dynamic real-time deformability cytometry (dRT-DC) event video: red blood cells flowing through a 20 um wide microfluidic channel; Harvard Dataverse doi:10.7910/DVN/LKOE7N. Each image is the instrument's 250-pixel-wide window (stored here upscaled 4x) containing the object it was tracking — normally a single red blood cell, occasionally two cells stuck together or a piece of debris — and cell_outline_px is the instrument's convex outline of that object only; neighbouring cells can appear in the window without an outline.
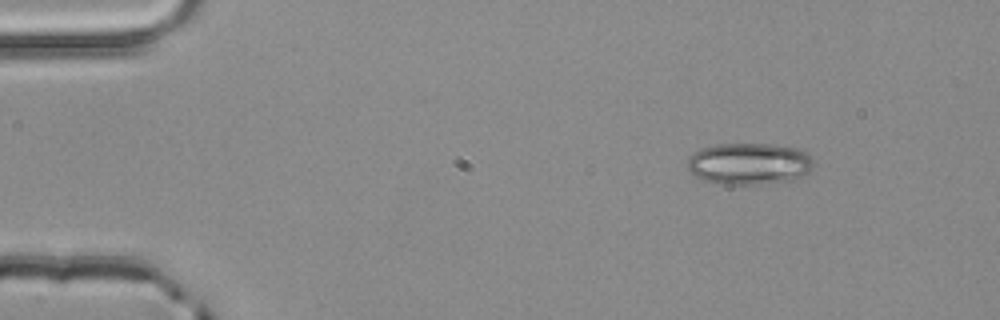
{"species": "common noctule bat (a hibernating species)", "species_latin": "Nyctalus noctula", "temperature_condition": "room temperature", "stored_images_in_passage": 3, "camera_frame_rate_fps": 3000, "um_per_image_px": 0.085, "animal": {"sex": "male", "body_mass_g": 20.4}, "frame": {"image": 1, "passage_image": 1, "time_ms": 0.0, "image_size_px": [1000, 320], "cell_outline_px": [[812, 168], [808, 172], [792, 180], [756, 184], [720, 184], [704, 180], [692, 176], [688, 168], [688, 156], [692, 152], [700, 148], [716, 144], [772, 144], [800, 148], [808, 152], [812, 160]], "centroid_in_image_um": [63.64, 13.9], "position_along_channel_um": 21.4, "area_um2": 30.92}}